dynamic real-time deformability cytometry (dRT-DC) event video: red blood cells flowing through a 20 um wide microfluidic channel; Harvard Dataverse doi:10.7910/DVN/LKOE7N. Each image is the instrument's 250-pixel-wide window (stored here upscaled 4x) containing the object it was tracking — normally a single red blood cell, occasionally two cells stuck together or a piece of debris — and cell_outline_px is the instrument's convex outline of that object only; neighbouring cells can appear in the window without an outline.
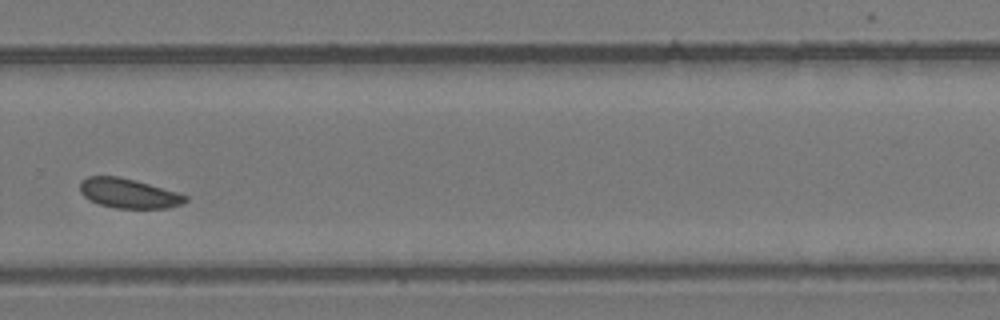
{"species": "common noctule bat (a hibernating species)", "species_latin": "Nyctalus noctula", "temperature_condition": "room temperature", "stored_images_in_passage": 34, "camera_frame_rate_fps": 3000, "um_per_image_px": 0.085, "animal": {"sex": "female", "body_mass_g": 24.6, "forearm_length_mm": 56.2}, "frame": {"image": 1, "passage_image": 29, "time_ms": 9.333, "image_size_px": [1000, 320], "cell_outline_px": [[188, 200], [184, 204], [168, 208], [116, 208], [100, 204], [84, 196], [80, 192], [80, 180], [88, 176], [120, 176], [136, 180], [176, 192], [188, 196]], "centroid_in_image_um": [10.95, 16.43], "position_along_channel_um": 318.9, "area_um2": 18.21}}